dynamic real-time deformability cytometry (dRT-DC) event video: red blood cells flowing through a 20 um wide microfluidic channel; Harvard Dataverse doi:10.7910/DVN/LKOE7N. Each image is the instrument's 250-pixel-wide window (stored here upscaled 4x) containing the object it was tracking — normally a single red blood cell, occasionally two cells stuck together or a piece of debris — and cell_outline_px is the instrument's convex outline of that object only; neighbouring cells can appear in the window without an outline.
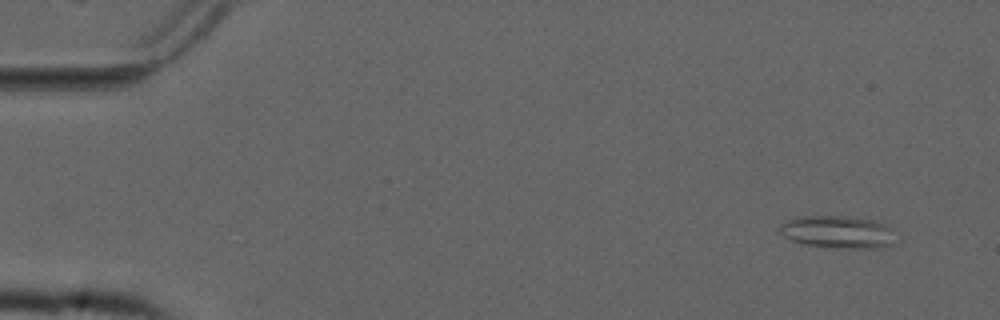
{"species": "common noctule bat (a hibernating species)", "species_latin": "Nyctalus noctula", "temperature_condition": "cold", "stored_images_in_passage": 9, "camera_frame_rate_fps": 3000, "um_per_image_px": 0.085, "animal": {"sex": "male", "forearm_length_mm": 52.5}, "frame": {"image": 1, "passage_image": 1, "time_ms": 0.0, "image_size_px": [1000, 320], "cell_outline_px": [[892, 244], [880, 248], [836, 248], [800, 244], [784, 236], [780, 232], [780, 224], [796, 216], [844, 216], [872, 220], [884, 224], [888, 228]], "centroid_in_image_um": [71.11, 19.72], "position_along_channel_um": 13.9, "area_um2": 21.62}}
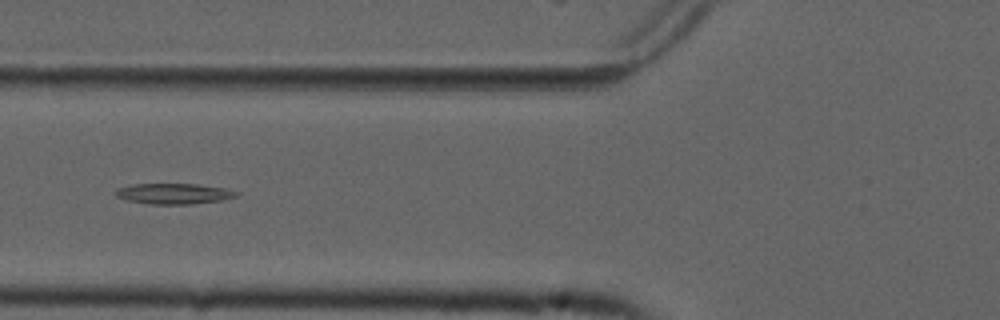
{"frame": {"image": 2, "passage_image": 6, "time_ms": 1.667, "image_size_px": [1000, 320], "cell_outline_px": [[240, 192], [236, 196], [220, 200], [192, 204], [152, 204], [128, 200], [116, 196], [116, 192], [120, 188], [132, 184], [196, 184], [224, 188]], "centroid_in_image_um": [14.8, 16.46], "position_along_channel_um": 111.0, "area_um2": 14.22}}
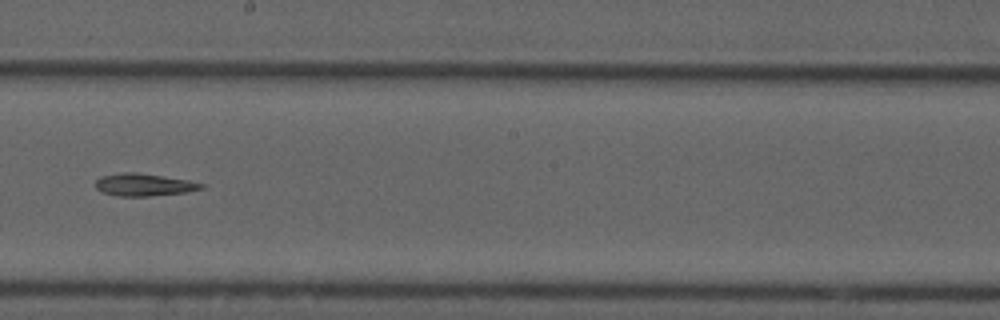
{"frame": {"image": 3, "passage_image": 9, "time_ms": 2.667, "image_size_px": [1000, 320], "cell_outline_px": [[204, 188], [188, 192], [148, 196], [116, 196], [100, 192], [96, 188], [96, 180], [100, 176], [124, 172], [136, 172], [188, 180], [204, 184]], "centroid_in_image_um": [12.21, 15.71], "position_along_channel_um": 236.0, "area_um2": 13.87}}